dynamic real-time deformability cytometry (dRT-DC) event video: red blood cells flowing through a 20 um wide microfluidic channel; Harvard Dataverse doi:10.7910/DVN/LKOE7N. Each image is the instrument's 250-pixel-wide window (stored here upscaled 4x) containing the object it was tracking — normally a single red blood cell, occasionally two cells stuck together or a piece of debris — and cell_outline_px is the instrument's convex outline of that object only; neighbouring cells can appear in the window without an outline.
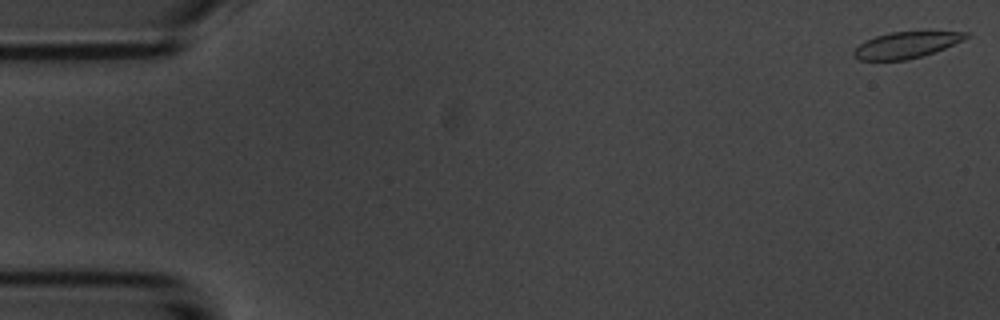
{"species": "common noctule bat (a hibernating species)", "species_latin": "Nyctalus noctula", "temperature_condition": "room temperature", "stored_images_in_passage": 55, "camera_frame_rate_fps": 3000, "um_per_image_px": 0.085, "animal": {"sex": "male", "body_mass_g": 20.1, "forearm_length_mm": 53.5}, "frame": {"image": 1, "passage_image": 1, "time_ms": 0.0, "image_size_px": [1000, 320], "cell_outline_px": [[972, 36], [964, 40], [944, 48], [908, 60], [860, 60], [852, 56], [852, 52], [860, 44], [876, 36], [892, 32], [968, 32]], "centroid_in_image_um": [77.03, 3.83], "position_along_channel_um": 8.0, "area_um2": 16.88}}
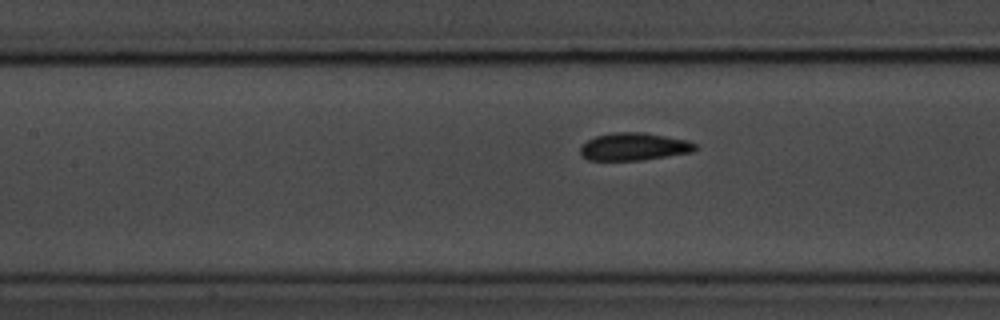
{"frame": {"image": 2, "passage_image": 24, "time_ms": 7.667, "image_size_px": [1000, 320], "cell_outline_px": [[696, 148], [692, 152], [640, 160], [588, 160], [580, 152], [580, 148], [588, 140], [596, 136], [612, 132], [644, 132], [688, 140], [696, 144]], "centroid_in_image_um": [53.89, 12.45], "position_along_channel_um": 153.5, "area_um2": 18.32}}
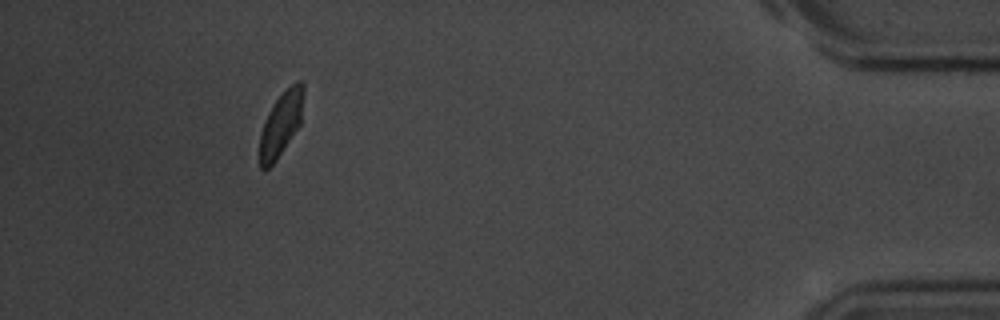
{"frame": {"image": 3, "passage_image": 50, "time_ms": 16.333, "image_size_px": [1000, 320], "cell_outline_px": [[304, 92], [300, 124], [276, 160], [264, 172], [260, 168], [260, 132], [268, 112], [272, 104], [296, 80], [300, 80], [304, 84]], "centroid_in_image_um": [23.88, 10.53], "position_along_channel_um": 411.3, "area_um2": 16.24}, "authors_computed_cell_mechanics": {"area_um2": 18.1492, "velocity_mm_per_s": 3.673, "shape_relaxation_time_tau1_ms": 2.0897, "shape_relaxation_time_tau2_ms": null, "deformation_change_tau1": 0.1013, "deformation_change_tau2": null}}